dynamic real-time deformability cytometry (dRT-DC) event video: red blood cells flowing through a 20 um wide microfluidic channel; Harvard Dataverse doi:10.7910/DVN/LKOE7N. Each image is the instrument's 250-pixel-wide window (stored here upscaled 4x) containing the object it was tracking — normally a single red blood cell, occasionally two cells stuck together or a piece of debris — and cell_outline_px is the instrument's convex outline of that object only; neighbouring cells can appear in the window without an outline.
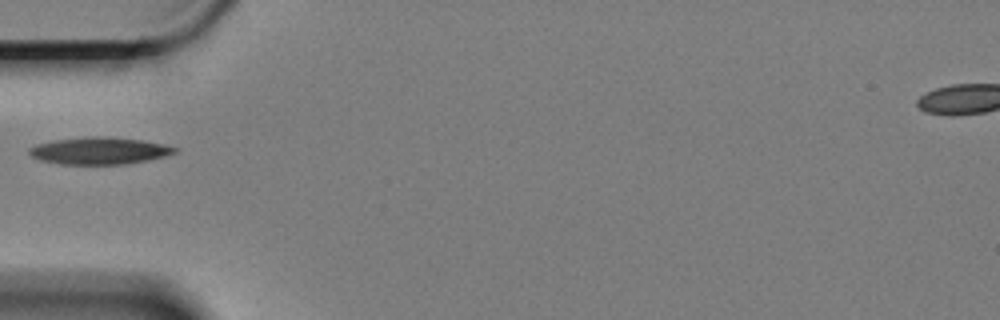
{"species": "Egyptian fruit bat (a non-hibernating species)", "species_latin": "Rousettus aegyptiacus", "temperature_condition": "cold", "stored_images_in_passage": 41, "camera_frame_rate_fps": 3000, "um_per_image_px": 0.085, "animal": {"sex": "female"}, "frame": {"image": 1, "passage_image": 1, "time_ms": 0.0, "image_size_px": [1000, 320], "cell_outline_px": [[176, 152], [164, 156], [148, 160], [124, 164], [60, 164], [40, 160], [32, 156], [28, 152], [28, 148], [36, 144], [52, 140], [88, 136], [104, 136], [140, 140], [164, 144], [176, 148]], "centroid_in_image_um": [8.39, 12.81], "position_along_channel_um": 76.6, "area_um2": 22.89}}
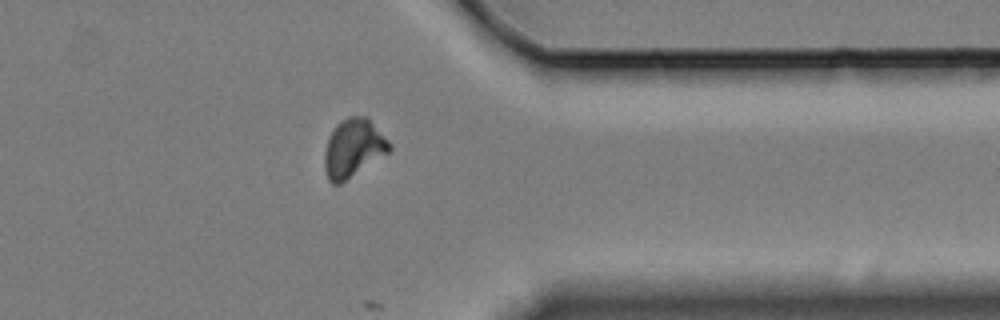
{"frame": {"image": 2, "passage_image": 29, "time_ms": 9.333, "image_size_px": [1000, 320], "cell_outline_px": [[392, 148], [388, 152], [340, 184], [332, 184], [328, 180], [324, 168], [324, 152], [328, 140], [336, 124], [348, 116], [368, 116], [392, 144]], "centroid_in_image_um": [30.03, 12.57], "position_along_channel_um": 381.4, "area_um2": 21.96}}
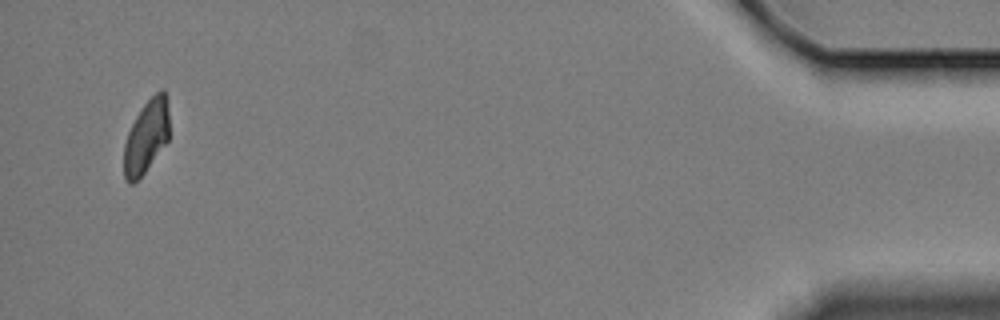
{"frame": {"image": 3, "passage_image": 39, "time_ms": 12.667, "image_size_px": [1000, 320], "cell_outline_px": [[168, 140], [144, 172], [132, 184], [128, 184], [124, 180], [124, 144], [128, 132], [140, 108], [160, 88], [164, 88], [168, 96]], "centroid_in_image_um": [12.44, 11.57], "position_along_channel_um": 422.8, "area_um2": 19.31}}